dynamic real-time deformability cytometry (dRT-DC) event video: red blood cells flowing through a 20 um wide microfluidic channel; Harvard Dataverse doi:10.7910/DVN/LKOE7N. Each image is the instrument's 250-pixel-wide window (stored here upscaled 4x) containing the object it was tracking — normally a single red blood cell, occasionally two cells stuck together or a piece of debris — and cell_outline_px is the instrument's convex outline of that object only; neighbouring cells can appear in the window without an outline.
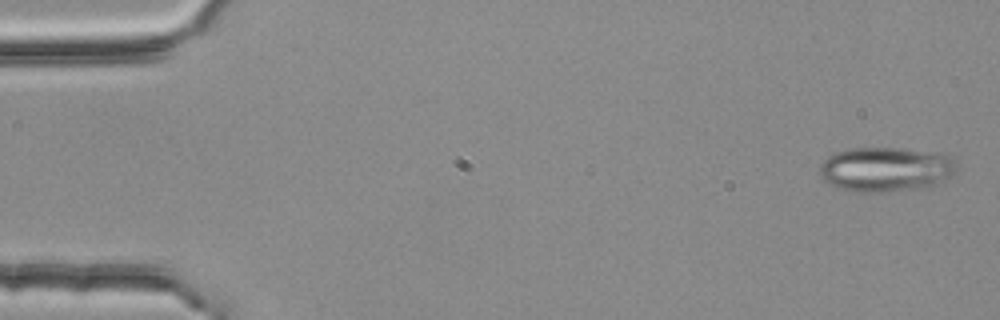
{"species": "common noctule bat (a hibernating species)", "species_latin": "Nyctalus noctula", "temperature_condition": "room temperature", "stored_images_in_passage": 5, "camera_frame_rate_fps": 3000, "um_per_image_px": 0.085, "animal": {"sex": "female", "body_mass_g": 25.1}, "frame": {"image": 1, "passage_image": 1, "time_ms": 0.0, "image_size_px": [1000, 320], "cell_outline_px": [[956, 172], [936, 184], [920, 188], [876, 192], [856, 192], [836, 188], [828, 184], [820, 176], [820, 164], [828, 156], [836, 152], [852, 148], [904, 148], [948, 156], [956, 160]], "centroid_in_image_um": [75.24, 14.4], "position_along_channel_um": 9.8, "area_um2": 35.43}}